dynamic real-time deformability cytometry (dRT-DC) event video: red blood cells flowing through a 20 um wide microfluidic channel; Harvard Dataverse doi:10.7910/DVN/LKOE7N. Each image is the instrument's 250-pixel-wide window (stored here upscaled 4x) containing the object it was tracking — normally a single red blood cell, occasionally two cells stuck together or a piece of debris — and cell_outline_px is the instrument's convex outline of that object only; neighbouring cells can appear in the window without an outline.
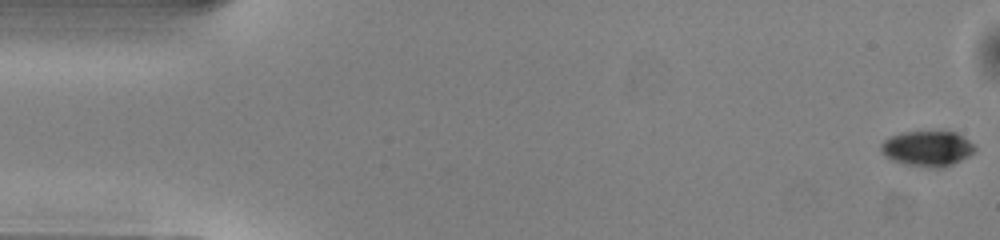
{"species": "common noctule bat (a hibernating species)", "species_latin": "Nyctalus noctula", "temperature_condition": "warm", "stored_images_in_passage": 51, "camera_frame_rate_fps": 3000, "um_per_image_px": 0.085, "animal": {"sex": "male", "body_mass_g": 13.0, "forearm_length_mm": 53.1}, "frame": {"image": 1, "passage_image": 1, "time_ms": 0.0, "image_size_px": [1000, 240], "cell_outline_px": [[976, 148], [968, 156], [952, 164], [940, 168], [928, 168], [904, 164], [892, 160], [884, 156], [880, 152], [880, 144], [888, 136], [904, 132], [956, 132], [968, 140]], "centroid_in_image_um": [78.76, 12.63], "position_along_channel_um": 6.2, "area_um2": 19.36}}
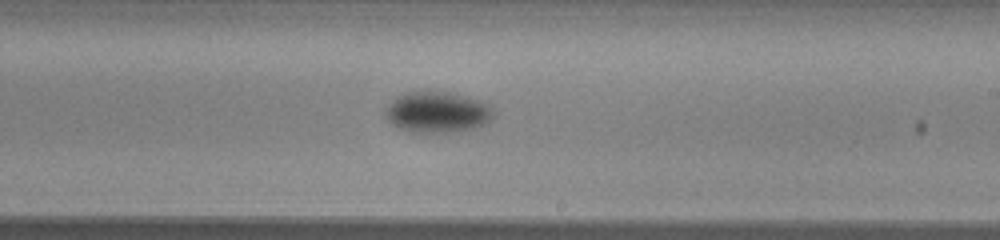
{"frame": {"image": 2, "passage_image": 30, "time_ms": 9.667, "image_size_px": [1000, 240], "cell_outline_px": [[496, 116], [492, 120], [484, 124], [472, 128], [448, 132], [412, 132], [400, 128], [392, 124], [384, 116], [384, 112], [392, 100], [396, 96], [404, 92], [448, 92], [468, 96], [484, 100], [496, 112]], "centroid_in_image_um": [37.21, 9.52], "position_along_channel_um": 251.8, "area_um2": 26.01}}
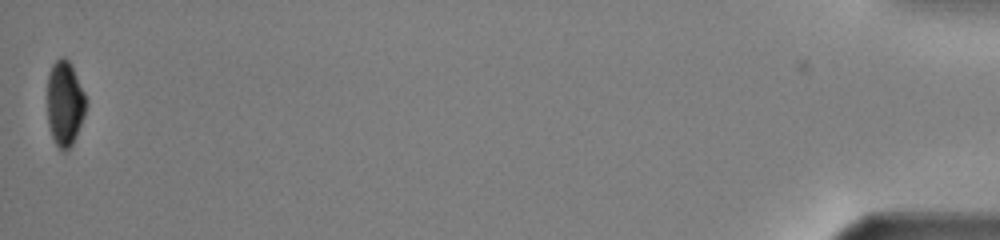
{"frame": {"image": 3, "passage_image": 51, "time_ms": 16.667, "image_size_px": [1000, 240], "cell_outline_px": [[84, 116], [76, 136], [72, 144], [64, 152], [56, 144], [52, 136], [48, 124], [48, 76], [52, 64], [60, 56], [64, 56], [68, 60], [84, 92]], "centroid_in_image_um": [5.48, 8.78], "position_along_channel_um": 429.7, "area_um2": 18.67}, "authors_computed_cell_mechanics": {"area_um2": 22.6576, "velocity_mm_per_s": 4.0355, "shape_relaxation_time_tau1_ms": 2.613, "shape_relaxation_time_tau2_ms": null, "deformation_change_tau1": 0.1172, "deformation_change_tau2": null}}